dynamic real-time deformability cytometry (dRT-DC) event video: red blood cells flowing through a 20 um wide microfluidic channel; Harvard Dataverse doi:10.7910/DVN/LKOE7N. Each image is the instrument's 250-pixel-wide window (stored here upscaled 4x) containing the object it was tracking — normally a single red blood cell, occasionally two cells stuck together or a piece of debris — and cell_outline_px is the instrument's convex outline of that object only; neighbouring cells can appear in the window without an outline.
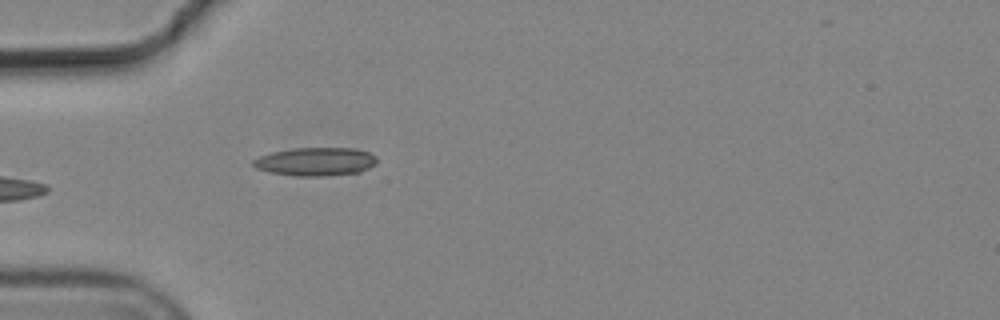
{"species": "common noctule bat (a hibernating species)", "species_latin": "Nyctalus noctula", "temperature_condition": "cold", "stored_images_in_passage": 3, "camera_frame_rate_fps": 3000, "um_per_image_px": 0.085, "animal": {"sex": "male", "body_mass_g": 19.2, "forearm_length_mm": 51.8}, "frame": {"image": 1, "passage_image": 3, "time_ms": 0.667, "image_size_px": [1000, 320], "cell_outline_px": [[376, 164], [360, 172], [324, 176], [296, 176], [268, 172], [256, 168], [252, 164], [252, 160], [260, 156], [272, 152], [292, 148], [356, 148], [368, 152], [376, 156]], "centroid_in_image_um": [26.82, 13.74], "position_along_channel_um": 58.2, "area_um2": 20.52}}